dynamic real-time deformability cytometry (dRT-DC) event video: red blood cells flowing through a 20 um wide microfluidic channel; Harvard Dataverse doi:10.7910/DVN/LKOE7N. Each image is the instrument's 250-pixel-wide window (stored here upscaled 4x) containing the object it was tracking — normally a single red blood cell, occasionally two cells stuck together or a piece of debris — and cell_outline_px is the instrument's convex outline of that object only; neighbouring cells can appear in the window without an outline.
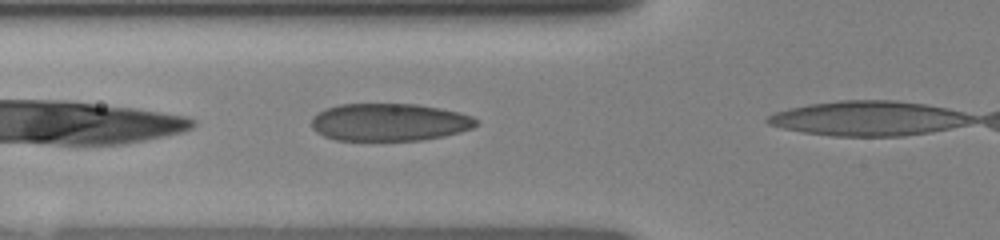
{"species": "human", "species_latin": "Homo sapiens", "temperature_condition": "room temperature", "stored_images_in_passage": 8, "camera_frame_rate_fps": 3000, "um_per_image_px": 0.085, "donor": {"sex": "female"}, "frame": {"image": 1, "passage_image": 4, "time_ms": 1.0, "image_size_px": [1000, 240], "cell_outline_px": [[480, 124], [472, 128], [460, 132], [444, 136], [420, 140], [336, 140], [324, 136], [316, 132], [312, 128], [312, 116], [324, 108], [340, 104], [416, 104], [440, 108], [472, 116]], "centroid_in_image_um": [33.07, 10.38], "position_along_channel_um": 92.7, "area_um2": 36.13}}
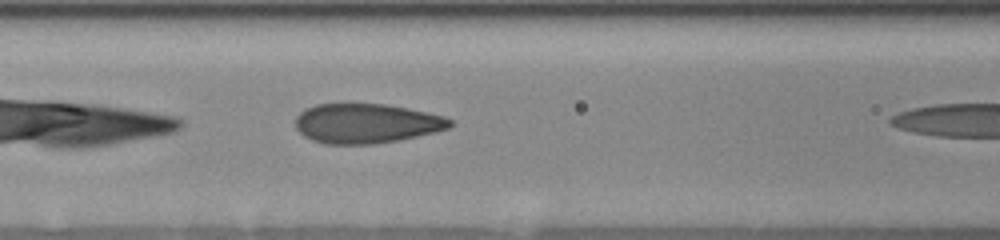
{"frame": {"image": 2, "passage_image": 7, "time_ms": 2.0, "image_size_px": [1000, 240], "cell_outline_px": [[456, 124], [448, 128], [436, 132], [400, 140], [372, 144], [324, 144], [312, 140], [304, 136], [296, 128], [296, 116], [300, 112], [316, 104], [348, 100], [384, 104], [408, 108], [444, 116], [452, 120]], "centroid_in_image_um": [31.13, 10.45], "position_along_channel_um": 135.5, "area_um2": 36.76}}